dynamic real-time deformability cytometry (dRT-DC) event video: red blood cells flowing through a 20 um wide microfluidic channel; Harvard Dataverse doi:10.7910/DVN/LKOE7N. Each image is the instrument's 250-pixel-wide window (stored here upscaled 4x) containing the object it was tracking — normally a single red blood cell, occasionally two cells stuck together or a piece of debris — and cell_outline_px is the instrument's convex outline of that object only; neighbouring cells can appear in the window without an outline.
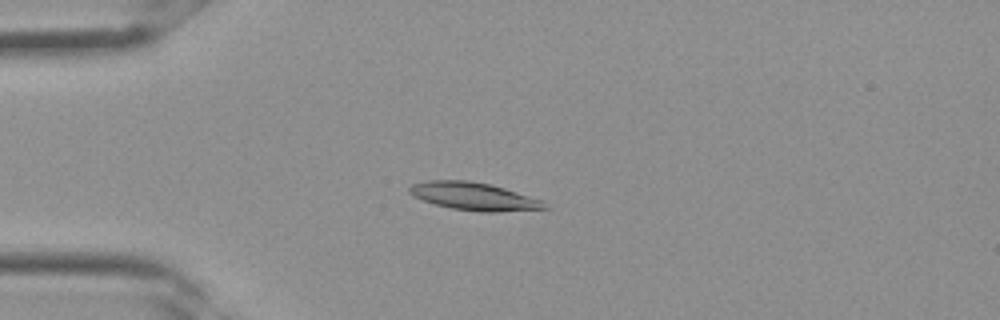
{"species": "Egyptian fruit bat (a non-hibernating species)", "species_latin": "Rousettus aegyptiacus", "temperature_condition": "room temperature", "stored_images_in_passage": 14, "camera_frame_rate_fps": 3000, "um_per_image_px": 0.085, "frame": {"image": 1, "passage_image": 8, "time_ms": 2.333, "image_size_px": [1000, 320], "cell_outline_px": [[548, 208], [496, 212], [480, 212], [452, 208], [436, 204], [412, 196], [408, 192], [408, 188], [412, 184], [428, 180], [468, 180], [492, 184], [544, 200]], "centroid_in_image_um": [40.29, 16.68], "position_along_channel_um": 44.7, "area_um2": 21.96}}
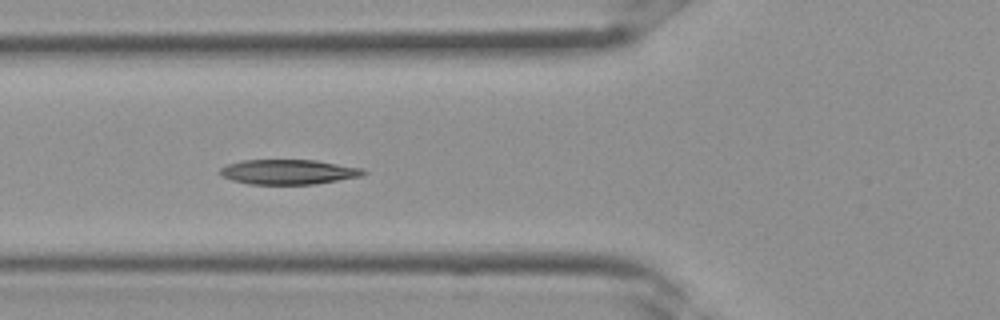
{"frame": {"image": 2, "passage_image": 12, "time_ms": 3.667, "image_size_px": [1000, 320], "cell_outline_px": [[368, 172], [360, 176], [316, 184], [248, 184], [232, 180], [224, 176], [220, 172], [220, 168], [228, 164], [240, 160], [316, 160], [364, 168]], "centroid_in_image_um": [24.54, 14.61], "position_along_channel_um": 101.3, "area_um2": 20.75}}
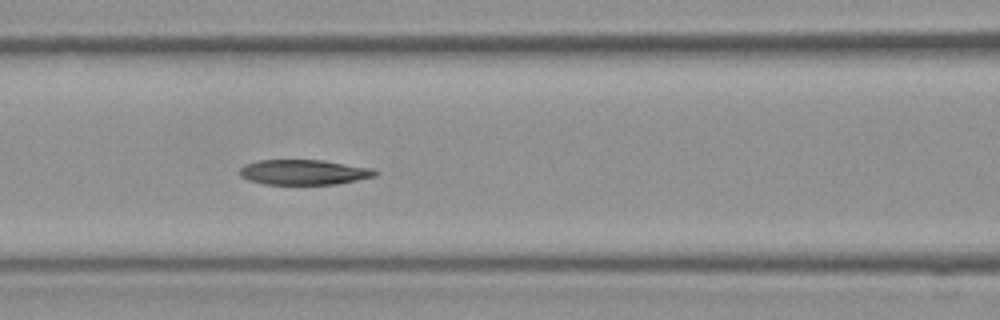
{"frame": {"image": 3, "passage_image": 14, "time_ms": 4.333, "image_size_px": [1000, 320], "cell_outline_px": [[380, 172], [376, 176], [336, 184], [264, 184], [248, 180], [240, 176], [240, 168], [244, 164], [256, 160], [324, 160], [372, 168]], "centroid_in_image_um": [25.82, 14.63], "position_along_channel_um": 140.8, "area_um2": 19.94}}